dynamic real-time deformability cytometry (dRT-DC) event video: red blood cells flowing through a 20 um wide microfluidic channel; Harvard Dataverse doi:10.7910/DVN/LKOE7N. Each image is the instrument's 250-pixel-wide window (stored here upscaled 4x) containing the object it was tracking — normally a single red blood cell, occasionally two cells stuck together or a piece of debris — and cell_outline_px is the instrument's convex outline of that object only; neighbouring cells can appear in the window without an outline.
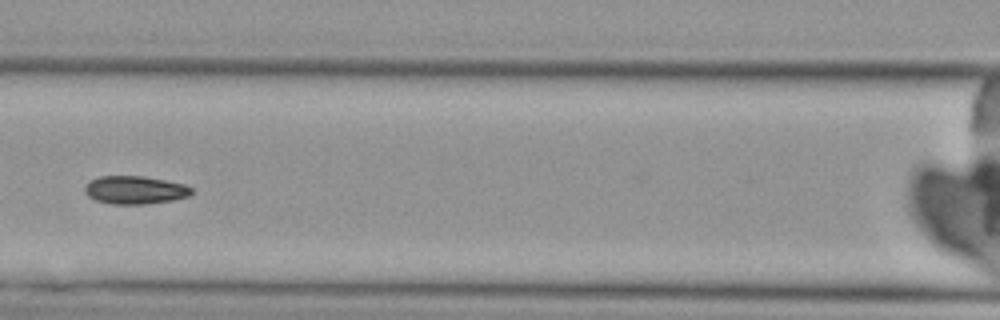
{"species": "Egyptian fruit bat (a non-hibernating species)", "species_latin": "Rousettus aegyptiacus", "temperature_condition": "cold", "stored_images_in_passage": 9, "camera_frame_rate_fps": 3000, "um_per_image_px": 0.085, "animal": {"sex": "female"}, "frame": {"image": 1, "passage_image": 6, "time_ms": 6.0, "image_size_px": [1000, 320], "cell_outline_px": [[192, 192], [188, 196], [172, 200], [144, 204], [112, 204], [96, 200], [88, 196], [84, 192], [84, 184], [88, 180], [100, 176], [144, 176], [184, 184], [192, 188]], "centroid_in_image_um": [11.41, 16.14], "position_along_channel_um": 155.2, "area_um2": 17.51}}
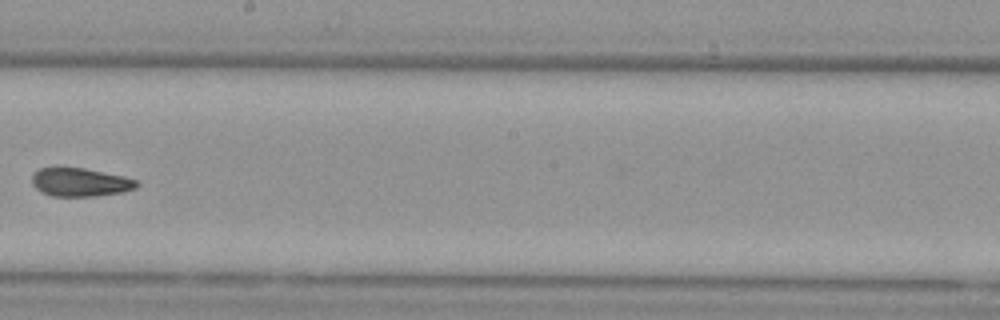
{"frame": {"image": 2, "passage_image": 8, "time_ms": 8.333, "image_size_px": [1000, 320], "cell_outline_px": [[140, 184], [136, 188], [120, 192], [96, 196], [52, 196], [40, 192], [32, 184], [32, 176], [40, 168], [84, 168], [124, 176], [136, 180]], "centroid_in_image_um": [6.82, 15.5], "position_along_channel_um": 241.4, "area_um2": 17.22}}
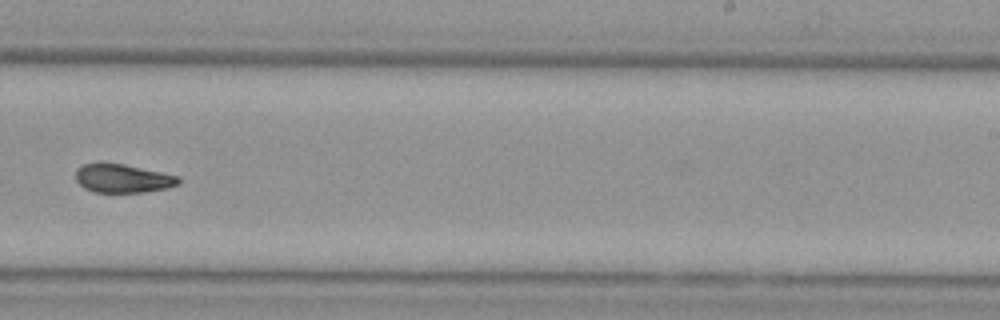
{"frame": {"image": 3, "passage_image": 9, "time_ms": 9.333, "image_size_px": [1000, 320], "cell_outline_px": [[180, 184], [168, 188], [144, 192], [92, 192], [84, 188], [76, 180], [76, 168], [84, 164], [96, 160], [100, 160], [124, 164], [180, 176]], "centroid_in_image_um": [10.4, 15.13], "position_along_channel_um": 278.6, "area_um2": 17.69}}